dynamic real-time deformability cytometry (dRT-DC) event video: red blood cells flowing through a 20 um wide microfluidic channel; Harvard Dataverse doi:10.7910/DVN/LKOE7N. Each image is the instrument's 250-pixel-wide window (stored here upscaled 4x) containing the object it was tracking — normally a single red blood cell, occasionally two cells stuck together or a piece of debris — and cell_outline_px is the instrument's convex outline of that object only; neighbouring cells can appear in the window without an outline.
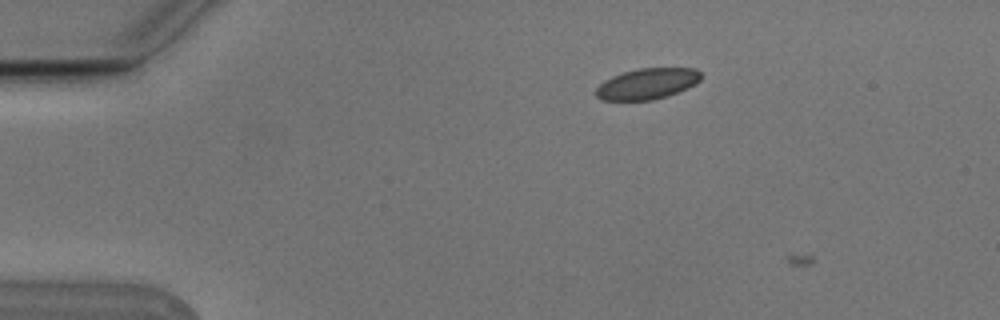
{"species": "Egyptian fruit bat (a non-hibernating species)", "species_latin": "Rousettus aegyptiacus", "temperature_condition": "cold", "stored_images_in_passage": 4, "camera_frame_rate_fps": 3000, "um_per_image_px": 0.085, "animal": {"sex": "male"}, "frame": {"image": 1, "passage_image": 3, "time_ms": 0.667, "image_size_px": [1000, 320], "cell_outline_px": [[700, 80], [676, 92], [652, 100], [600, 100], [596, 96], [596, 88], [604, 80], [612, 76], [624, 72], [640, 68], [696, 68], [700, 72]], "centroid_in_image_um": [54.96, 7.11], "position_along_channel_um": 30.0, "area_um2": 18.55}}